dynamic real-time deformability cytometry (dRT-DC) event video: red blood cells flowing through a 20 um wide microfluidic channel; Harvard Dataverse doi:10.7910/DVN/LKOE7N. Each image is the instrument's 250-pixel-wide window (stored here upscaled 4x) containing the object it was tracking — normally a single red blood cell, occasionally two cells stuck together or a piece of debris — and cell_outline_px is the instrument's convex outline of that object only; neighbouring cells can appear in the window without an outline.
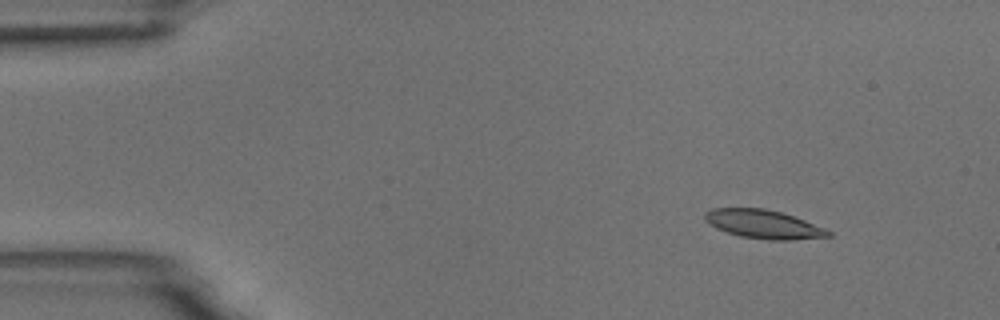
{"species": "common noctule bat (a hibernating species)", "species_latin": "Nyctalus noctula", "temperature_condition": "room temperature", "stored_images_in_passage": 3, "camera_frame_rate_fps": 3000, "um_per_image_px": 0.085, "animal": {"sex": "male", "body_mass_g": 18.8}, "frame": {"image": 1, "passage_image": 1, "time_ms": 0.0, "image_size_px": [1000, 320], "cell_outline_px": [[832, 236], [792, 240], [768, 240], [740, 236], [716, 228], [704, 220], [704, 212], [712, 208], [764, 208], [780, 212], [804, 220], [824, 228], [832, 232]], "centroid_in_image_um": [64.88, 19.06], "position_along_channel_um": 20.1, "area_um2": 20.52}}
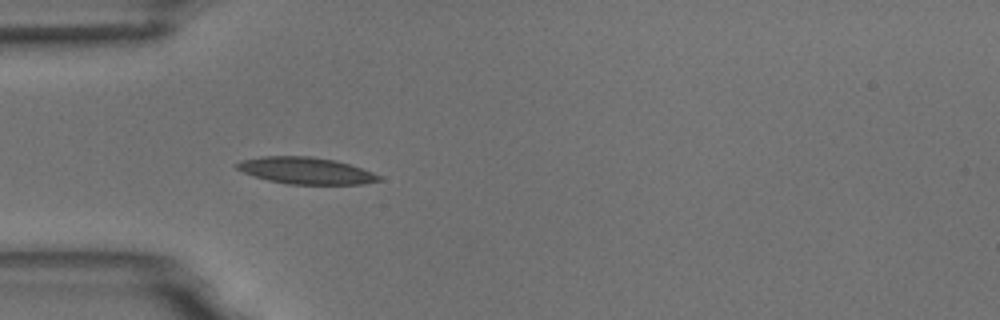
{"frame": {"image": 2, "passage_image": 3, "time_ms": 3.333, "image_size_px": [1000, 320], "cell_outline_px": [[384, 180], [364, 184], [288, 184], [268, 180], [244, 172], [236, 168], [232, 164], [240, 160], [260, 156], [312, 156], [336, 160], [372, 172], [380, 176]], "centroid_in_image_um": [25.98, 14.5], "position_along_channel_um": 59.0, "area_um2": 22.2}}